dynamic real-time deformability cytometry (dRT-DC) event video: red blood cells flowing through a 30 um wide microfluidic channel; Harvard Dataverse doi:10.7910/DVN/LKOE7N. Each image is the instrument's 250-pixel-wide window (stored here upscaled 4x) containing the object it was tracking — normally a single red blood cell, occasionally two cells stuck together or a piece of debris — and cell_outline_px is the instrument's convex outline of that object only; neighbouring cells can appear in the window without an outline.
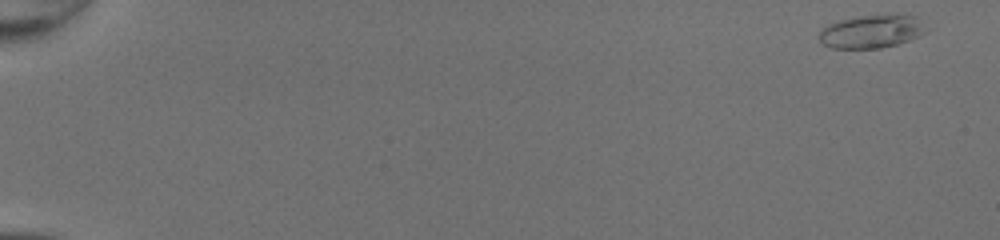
{"species": "common noctule bat (a hibernating species)", "species_latin": "Nyctalus noctula", "temperature_condition": "room temperature", "stored_images_in_passage": 49, "camera_frame_rate_fps": 3000, "um_per_image_px": 0.085, "animal": {"sex": "female", "body_mass_g": 20.0, "forearm_length_mm": 54.0}, "frame": {"image": 1, "passage_image": 1, "time_ms": 0.0, "image_size_px": [1000, 240], "cell_outline_px": [[924, 32], [908, 40], [896, 44], [880, 48], [832, 48], [824, 44], [820, 40], [820, 32], [828, 24], [840, 20], [860, 16], [916, 16]], "centroid_in_image_um": [73.99, 2.7], "position_along_channel_um": 11.0, "area_um2": 19.65}}
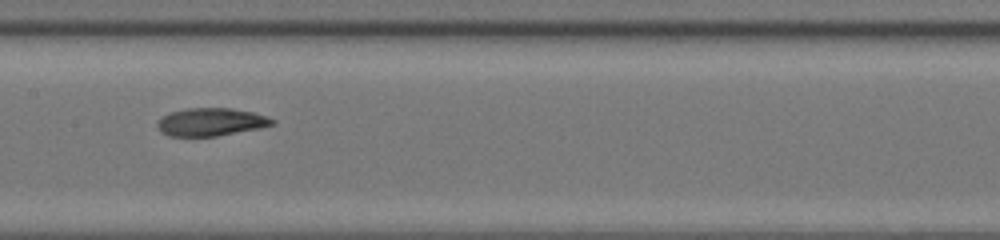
{"frame": {"image": 2, "passage_image": 27, "time_ms": 8.667, "image_size_px": [1000, 240], "cell_outline_px": [[276, 124], [260, 128], [216, 136], [168, 136], [160, 132], [156, 124], [156, 120], [160, 116], [172, 112], [188, 108], [232, 108], [252, 112], [268, 116], [276, 120]], "centroid_in_image_um": [17.92, 10.37], "position_along_channel_um": 189.5, "area_um2": 18.9}}
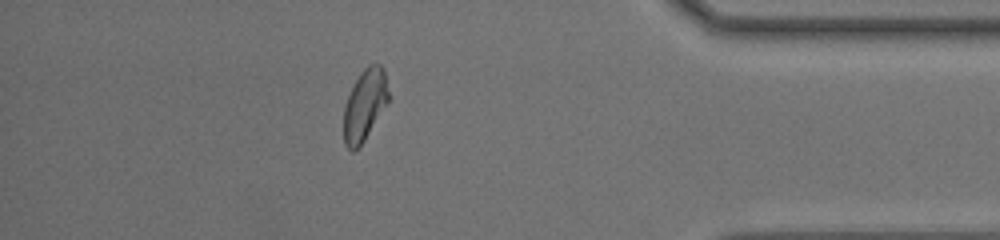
{"frame": {"image": 3, "passage_image": 44, "time_ms": 14.333, "image_size_px": [1000, 240], "cell_outline_px": [[388, 104], [364, 140], [352, 152], [344, 144], [344, 104], [360, 72], [368, 64], [380, 64], [384, 68], [388, 92]], "centroid_in_image_um": [31.01, 8.9], "position_along_channel_um": 404.2, "area_um2": 18.5}, "authors_computed_cell_mechanics": {"area_um2": 19.2474, "velocity_mm_per_s": 4.2903, "shape_relaxation_time_tau1_ms": 3.8013, "shape_relaxation_time_tau2_ms": 1.8828, "deformation_change_tau1": 0.1625, "deformation_change_tau2": 0.0796}}